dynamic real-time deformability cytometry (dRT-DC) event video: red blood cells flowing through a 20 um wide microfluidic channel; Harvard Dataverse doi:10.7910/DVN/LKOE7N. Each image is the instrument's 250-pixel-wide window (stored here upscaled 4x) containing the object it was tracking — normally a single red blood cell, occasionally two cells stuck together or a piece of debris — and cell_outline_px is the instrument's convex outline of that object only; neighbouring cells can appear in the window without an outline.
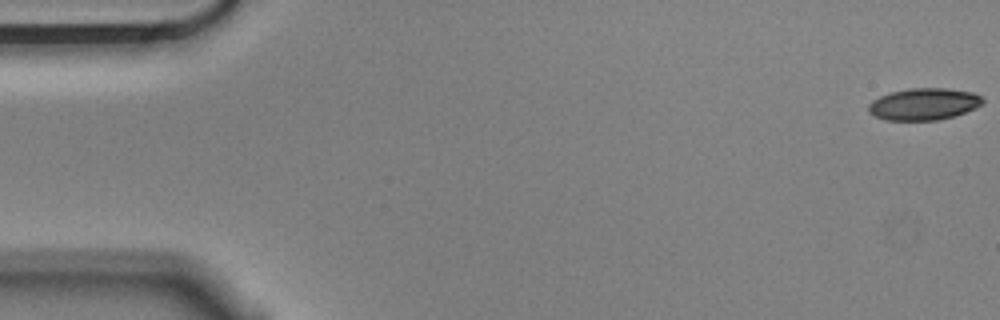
{"species": "Egyptian fruit bat (a non-hibernating species)", "species_latin": "Rousettus aegyptiacus", "temperature_condition": "cold", "stored_images_in_passage": 5, "camera_frame_rate_fps": 3000, "um_per_image_px": 0.085, "animal": {"sex": "male"}, "frame": {"image": 1, "passage_image": 1, "time_ms": 0.0, "image_size_px": [1000, 320], "cell_outline_px": [[984, 104], [976, 108], [952, 116], [936, 120], [884, 120], [868, 112], [868, 104], [872, 100], [880, 96], [892, 92], [912, 88], [944, 88], [972, 92], [980, 96], [984, 100]], "centroid_in_image_um": [78.52, 8.85], "position_along_channel_um": 6.5, "area_um2": 21.1}}
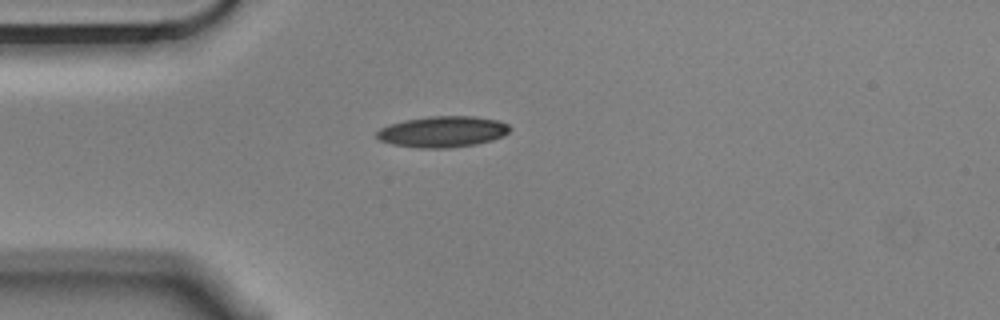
{"frame": {"image": 2, "passage_image": 5, "time_ms": 1.333, "image_size_px": [1000, 320], "cell_outline_px": [[512, 128], [504, 136], [492, 140], [476, 144], [448, 148], [416, 148], [392, 144], [380, 140], [376, 136], [376, 132], [380, 128], [404, 120], [428, 116], [476, 116], [496, 120], [508, 124]], "centroid_in_image_um": [37.64, 11.19], "position_along_channel_um": 47.4, "area_um2": 24.16}}